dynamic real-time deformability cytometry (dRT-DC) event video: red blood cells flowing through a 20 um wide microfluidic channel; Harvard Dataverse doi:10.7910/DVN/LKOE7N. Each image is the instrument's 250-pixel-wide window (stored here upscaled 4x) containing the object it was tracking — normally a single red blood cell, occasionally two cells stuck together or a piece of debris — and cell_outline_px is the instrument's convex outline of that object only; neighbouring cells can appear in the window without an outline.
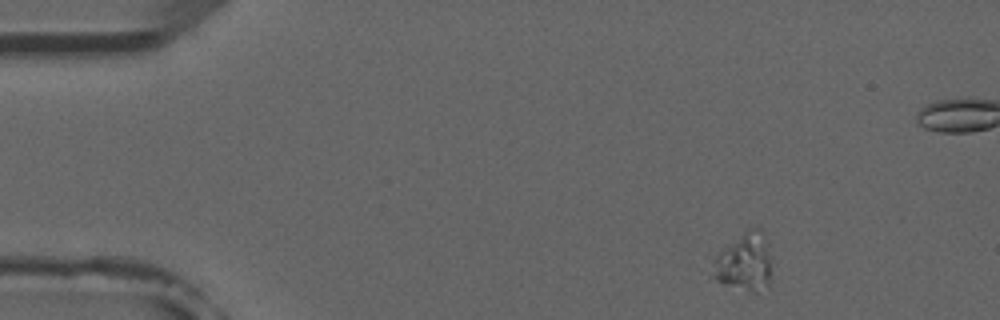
{"species": "common noctule bat (a hibernating species)", "species_latin": "Nyctalus noctula", "temperature_condition": "room temperature", "stored_images_in_passage": 6, "camera_frame_rate_fps": 3000, "um_per_image_px": 0.085, "animal": {"sex": "male", "forearm_length_mm": 52.5}, "frame": {"image": 1, "passage_image": 1, "time_ms": 0.0, "image_size_px": [1000, 320], "cell_outline_px": [[768, 284], [756, 292], [728, 284], [716, 280], [712, 276], [716, 256], [724, 248], [748, 228], [760, 228], [764, 232], [768, 256]], "centroid_in_image_um": [63.25, 22.24], "position_along_channel_um": 21.7, "area_um2": 18.73}}
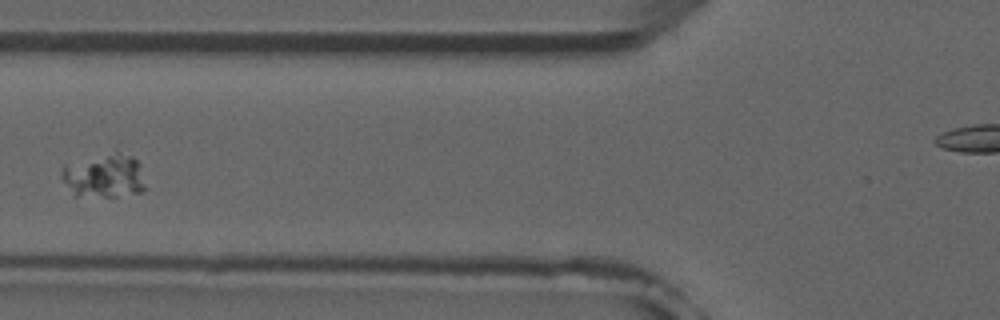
{"frame": {"image": 2, "passage_image": 5, "time_ms": 4.667, "image_size_px": [1000, 320], "cell_outline_px": [[144, 192], [116, 196], [72, 196], [60, 176], [60, 168], [64, 164], [116, 148], [132, 156], [140, 164], [144, 188]], "centroid_in_image_um": [8.8, 14.88], "position_along_channel_um": 117.0, "area_um2": 22.37}}
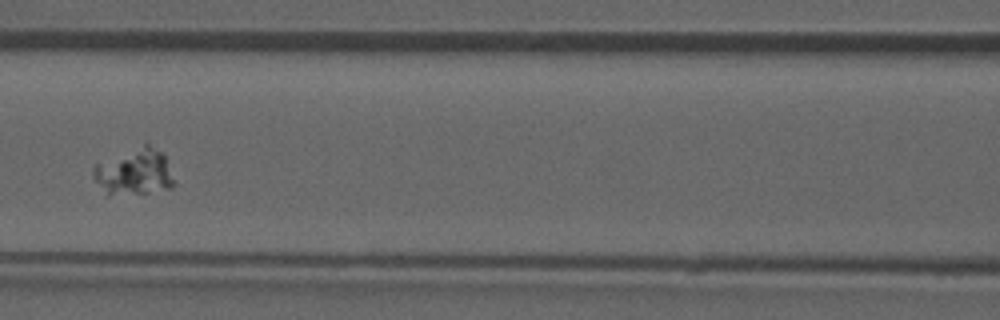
{"frame": {"image": 3, "passage_image": 6, "time_ms": 5.667, "image_size_px": [1000, 320], "cell_outline_px": [[176, 184], [172, 188], [148, 192], [108, 196], [92, 176], [92, 168], [96, 164], [148, 140], [164, 156]], "centroid_in_image_um": [11.41, 14.59], "position_along_channel_um": 155.2, "area_um2": 22.14}}